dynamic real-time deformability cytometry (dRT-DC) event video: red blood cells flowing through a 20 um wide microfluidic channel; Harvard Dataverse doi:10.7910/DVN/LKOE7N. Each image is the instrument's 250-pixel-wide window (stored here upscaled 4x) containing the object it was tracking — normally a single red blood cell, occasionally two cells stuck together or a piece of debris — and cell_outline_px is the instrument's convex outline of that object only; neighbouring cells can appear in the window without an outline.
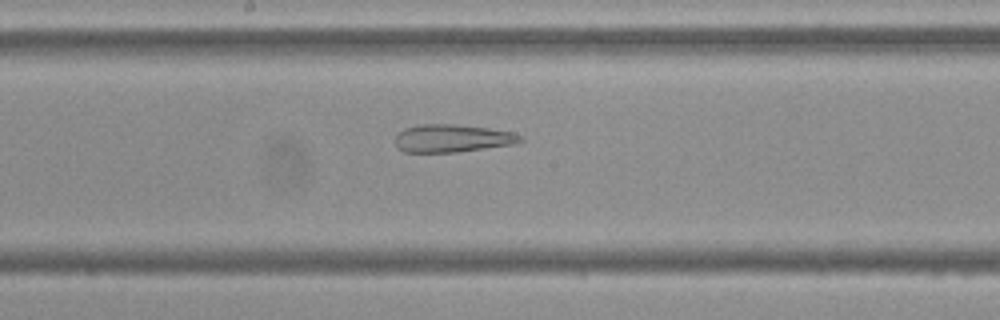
{"species": "Egyptian fruit bat (a non-hibernating species)", "species_latin": "Rousettus aegyptiacus", "temperature_condition": "cold", "stored_images_in_passage": 54, "camera_frame_rate_fps": 3000, "um_per_image_px": 0.085, "frame": {"image": 1, "passage_image": 28, "time_ms": 9.0, "image_size_px": [1000, 320], "cell_outline_px": [[524, 140], [516, 144], [456, 152], [404, 152], [396, 148], [396, 136], [404, 128], [420, 124], [452, 124], [488, 128], [512, 132], [524, 136]], "centroid_in_image_um": [38.46, 11.76], "position_along_channel_um": 209.7, "area_um2": 20.35}}
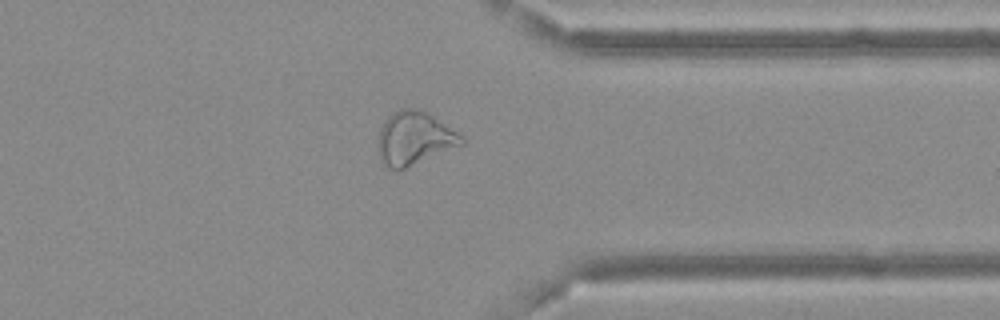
{"frame": {"image": 2, "passage_image": 42, "time_ms": 13.667, "image_size_px": [1000, 320], "cell_outline_px": [[464, 144], [404, 168], [392, 168], [384, 164], [380, 156], [380, 128], [384, 120], [392, 112], [400, 108], [416, 108], [432, 116], [464, 136]], "centroid_in_image_um": [35.24, 11.72], "position_along_channel_um": 376.2, "area_um2": 25.2}}
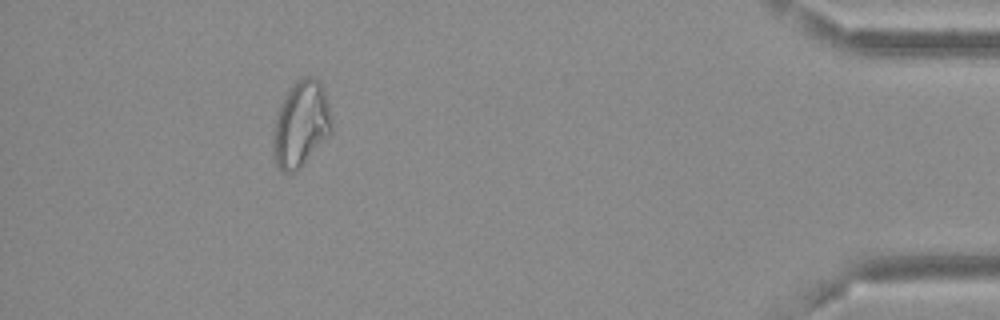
{"frame": {"image": 3, "passage_image": 49, "time_ms": 16.0, "image_size_px": [1000, 320], "cell_outline_px": [[332, 132], [300, 168], [292, 172], [280, 172], [272, 156], [272, 136], [280, 104], [288, 88], [296, 80], [308, 76], [312, 76], [320, 84], [324, 92], [328, 104], [332, 128]], "centroid_in_image_um": [25.54, 10.58], "position_along_channel_um": 409.7, "area_um2": 29.25}, "authors_computed_cell_mechanics": {"area_um2": 27.8018, "velocity_mm_per_s": 3.6784, "shape_relaxation_time_tau1_ms": null, "shape_relaxation_time_tau2_ms": 2.5113, "deformation_change_tau1": null, "deformation_change_tau2": 0.1306}}